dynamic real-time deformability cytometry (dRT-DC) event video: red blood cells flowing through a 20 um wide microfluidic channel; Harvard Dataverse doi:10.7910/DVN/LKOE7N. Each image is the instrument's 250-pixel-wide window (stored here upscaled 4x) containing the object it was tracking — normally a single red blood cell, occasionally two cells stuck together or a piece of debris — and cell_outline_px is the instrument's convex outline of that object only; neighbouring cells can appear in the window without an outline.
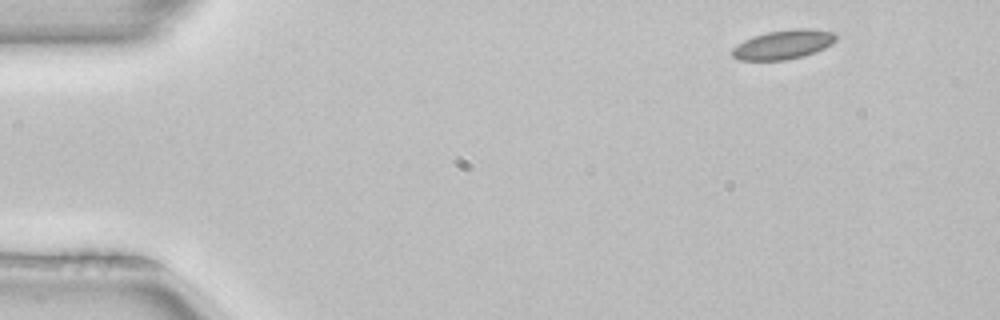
{"species": "common noctule bat (a hibernating species)", "species_latin": "Nyctalus noctula", "temperature_condition": "room temperature", "stored_images_in_passage": 3, "camera_frame_rate_fps": 3000, "um_per_image_px": 0.085, "animal": {"sex": "female", "body_mass_g": 22.7, "forearm_length_mm": 54.2}, "frame": {"image": 1, "passage_image": 1, "time_ms": 0.0, "image_size_px": [1000, 320], "cell_outline_px": [[836, 40], [832, 44], [824, 48], [804, 56], [784, 60], [740, 60], [732, 56], [732, 48], [744, 40], [752, 36], [768, 32], [796, 28], [812, 28], [836, 32]], "centroid_in_image_um": [66.61, 3.77], "position_along_channel_um": 18.4, "area_um2": 17.74}}
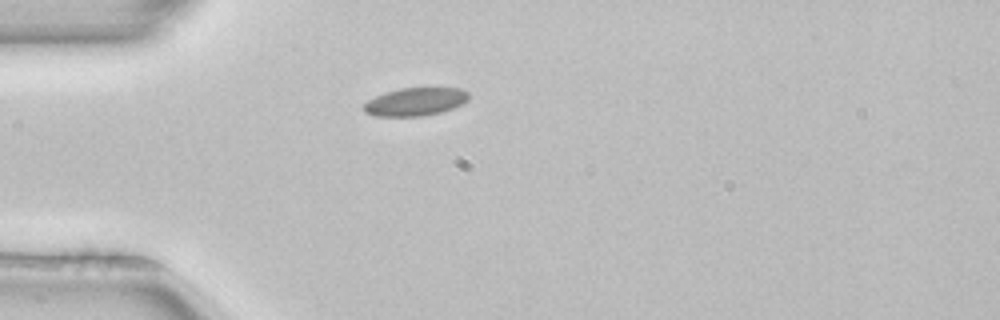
{"frame": {"image": 2, "passage_image": 3, "time_ms": 0.667, "image_size_px": [1000, 320], "cell_outline_px": [[468, 100], [452, 108], [440, 112], [424, 116], [372, 116], [364, 112], [360, 108], [368, 100], [384, 92], [400, 88], [460, 88], [468, 92]], "centroid_in_image_um": [35.24, 8.65], "position_along_channel_um": 49.8, "area_um2": 17.22}}